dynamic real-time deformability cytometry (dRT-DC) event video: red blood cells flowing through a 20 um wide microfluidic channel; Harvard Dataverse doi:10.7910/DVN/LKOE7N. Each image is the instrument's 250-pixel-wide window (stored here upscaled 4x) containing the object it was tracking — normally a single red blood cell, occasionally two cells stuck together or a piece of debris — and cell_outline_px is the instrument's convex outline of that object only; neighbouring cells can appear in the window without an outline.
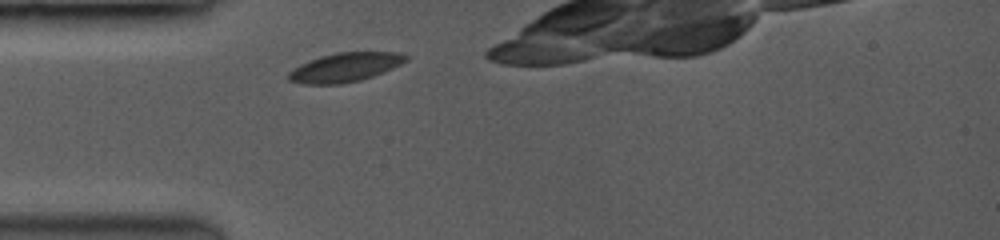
{"species": "common noctule bat (a hibernating species)", "species_latin": "Nyctalus noctula", "temperature_condition": "room temperature", "stored_images_in_passage": 7, "camera_frame_rate_fps": 3500, "um_per_image_px": 0.085, "animal": {"sex": "female", "body_mass_g": 19.0, "forearm_length_mm": 53.3}, "frame": {"image": 1, "passage_image": 2, "time_ms": 0.571, "image_size_px": [1000, 240], "cell_outline_px": [[408, 60], [400, 64], [372, 76], [360, 80], [340, 84], [304, 84], [288, 80], [288, 72], [300, 64], [320, 56], [336, 52], [396, 52], [408, 56]], "centroid_in_image_um": [29.29, 5.72], "position_along_channel_um": 55.7, "area_um2": 19.65}}
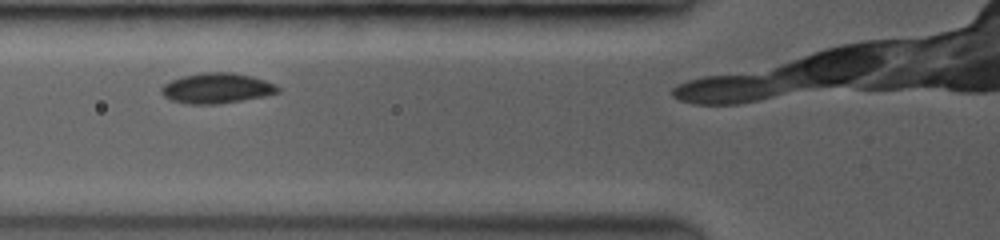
{"frame": {"image": 2, "passage_image": 5, "time_ms": 2.0, "image_size_px": [1000, 240], "cell_outline_px": [[280, 92], [240, 100], [212, 104], [188, 104], [172, 100], [164, 96], [160, 88], [164, 84], [180, 76], [204, 72], [232, 72], [252, 76], [276, 84], [280, 88]], "centroid_in_image_um": [18.4, 7.48], "position_along_channel_um": 107.4, "area_um2": 20.35}}